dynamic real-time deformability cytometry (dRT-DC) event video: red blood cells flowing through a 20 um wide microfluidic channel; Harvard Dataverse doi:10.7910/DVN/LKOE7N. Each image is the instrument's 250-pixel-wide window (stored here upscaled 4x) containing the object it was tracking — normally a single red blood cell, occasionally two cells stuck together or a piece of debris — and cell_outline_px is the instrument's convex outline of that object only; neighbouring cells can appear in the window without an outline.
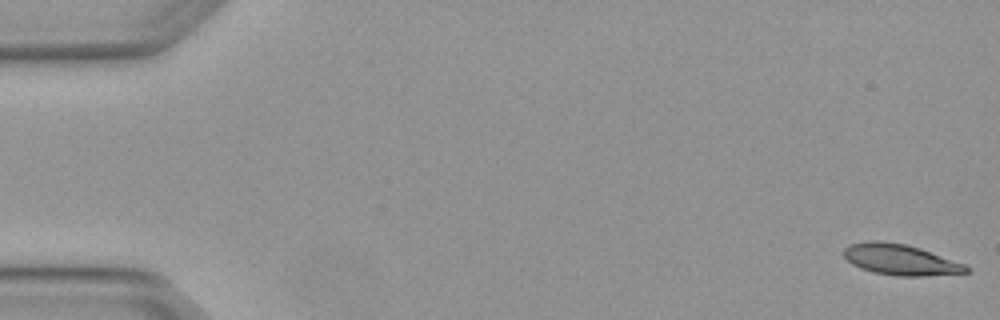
{"species": "Egyptian fruit bat (a non-hibernating species)", "species_latin": "Rousettus aegyptiacus", "temperature_condition": "warm", "stored_images_in_passage": 5, "segment_of_instrument_passage": [1, 2], "camera_frame_rate_fps": 3000, "um_per_image_px": 0.085, "animal": {"sex": "female"}, "frame": {"image": 1, "passage_image": 1, "time_ms": 0.0, "image_size_px": [1000, 320], "cell_outline_px": [[968, 272], [924, 276], [896, 276], [876, 272], [860, 268], [852, 264], [844, 256], [844, 248], [848, 244], [868, 240], [880, 240], [904, 244], [920, 248], [964, 264], [968, 268]], "centroid_in_image_um": [76.48, 22.06], "position_along_channel_um": 8.5, "area_um2": 21.79}}